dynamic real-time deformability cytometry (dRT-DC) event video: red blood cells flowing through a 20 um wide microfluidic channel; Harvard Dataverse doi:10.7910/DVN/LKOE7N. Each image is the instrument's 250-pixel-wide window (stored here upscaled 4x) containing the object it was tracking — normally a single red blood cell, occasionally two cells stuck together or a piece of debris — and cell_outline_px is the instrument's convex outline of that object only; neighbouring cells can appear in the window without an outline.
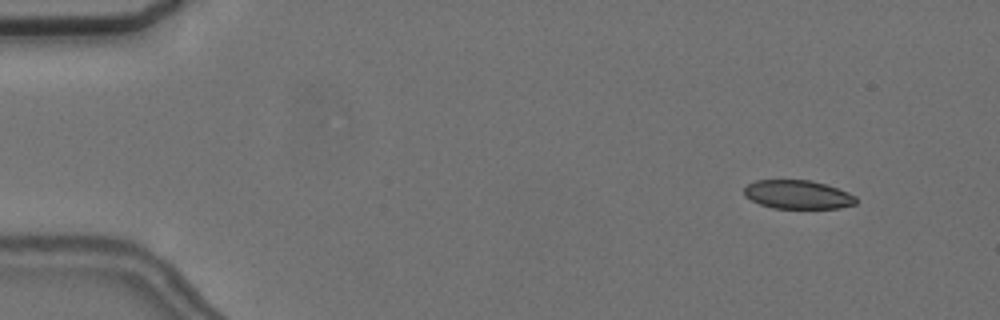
{"species": "common noctule bat (a hibernating species)", "species_latin": "Nyctalus noctula", "temperature_condition": "cold", "stored_images_in_passage": 4, "camera_frame_rate_fps": 3000, "um_per_image_px": 0.085, "animal": {"sex": "female", "body_mass_g": 24.6, "forearm_length_mm": 56.2}, "frame": {"image": 1, "passage_image": 2, "time_ms": 1.0, "image_size_px": [1000, 320], "cell_outline_px": [[856, 204], [840, 208], [772, 208], [760, 204], [744, 196], [744, 188], [748, 184], [756, 180], [812, 180], [848, 192], [856, 196]], "centroid_in_image_um": [67.8, 16.54], "position_along_channel_um": 17.2, "area_um2": 18.67}}